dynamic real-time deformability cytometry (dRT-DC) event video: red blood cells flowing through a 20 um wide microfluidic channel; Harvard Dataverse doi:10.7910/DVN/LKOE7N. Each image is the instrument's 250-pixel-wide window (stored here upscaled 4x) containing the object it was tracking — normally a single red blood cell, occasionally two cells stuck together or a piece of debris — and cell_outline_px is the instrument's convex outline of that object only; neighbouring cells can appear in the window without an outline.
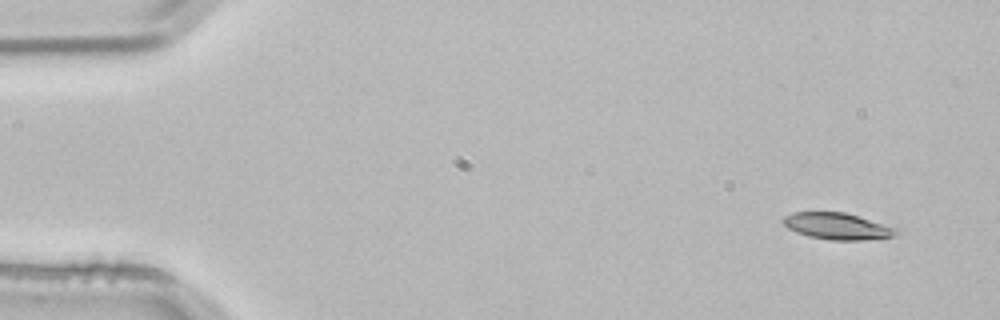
{"species": "common noctule bat (a hibernating species)", "species_latin": "Nyctalus noctula", "temperature_condition": "room temperature", "stored_images_in_passage": 4, "segment_of_instrument_passage": [1, 2], "camera_frame_rate_fps": 3000, "um_per_image_px": 0.085, "animal": {"sex": "male", "body_mass_g": 21.5, "forearm_length_mm": 52.0}, "frame": {"image": 1, "passage_image": 1, "time_ms": 0.0, "image_size_px": [1000, 320], "cell_outline_px": [[900, 232], [892, 236], [864, 240], [828, 240], [808, 236], [796, 232], [788, 228], [780, 220], [784, 216], [792, 212], [844, 212], [900, 228]], "centroid_in_image_um": [71.17, 19.22], "position_along_channel_um": 13.8, "area_um2": 17.69}}